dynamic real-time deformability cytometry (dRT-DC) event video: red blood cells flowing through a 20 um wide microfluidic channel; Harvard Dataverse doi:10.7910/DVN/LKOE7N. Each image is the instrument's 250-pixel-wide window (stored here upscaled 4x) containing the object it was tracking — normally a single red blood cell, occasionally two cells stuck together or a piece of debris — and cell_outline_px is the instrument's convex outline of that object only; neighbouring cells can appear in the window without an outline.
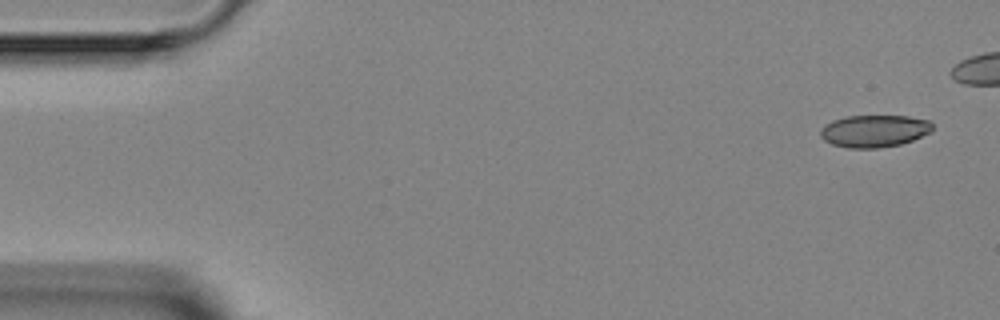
{"species": "Egyptian fruit bat (a non-hibernating species)", "species_latin": "Rousettus aegyptiacus", "temperature_condition": "room temperature", "stored_images_in_passage": 5, "camera_frame_rate_fps": 3000, "um_per_image_px": 0.085, "animal": {"sex": "female"}, "frame": {"image": 1, "passage_image": 1, "time_ms": 0.0, "image_size_px": [1000, 320], "cell_outline_px": [[932, 132], [912, 140], [900, 144], [876, 148], [848, 148], [832, 144], [824, 140], [820, 136], [820, 132], [824, 124], [832, 120], [848, 116], [908, 116], [928, 120], [932, 124]], "centroid_in_image_um": [74.3, 11.13], "position_along_channel_um": 10.7, "area_um2": 21.04}}